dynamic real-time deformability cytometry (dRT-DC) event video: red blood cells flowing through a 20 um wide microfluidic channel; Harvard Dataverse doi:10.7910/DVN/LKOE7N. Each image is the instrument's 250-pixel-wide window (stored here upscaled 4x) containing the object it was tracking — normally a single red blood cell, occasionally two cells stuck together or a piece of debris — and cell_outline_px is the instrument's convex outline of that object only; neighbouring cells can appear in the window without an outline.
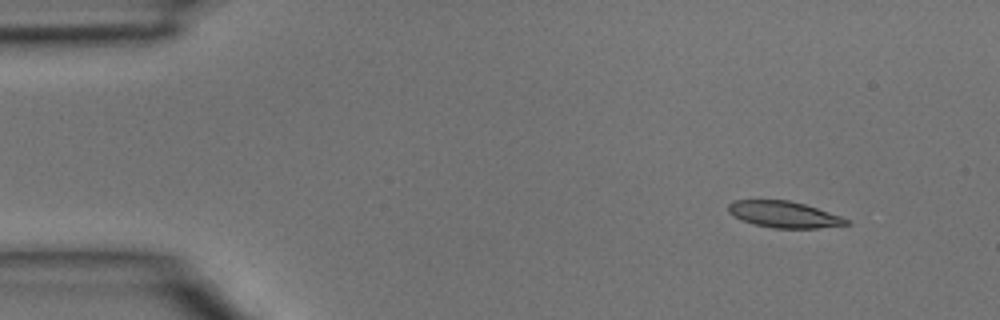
{"species": "common noctule bat (a hibernating species)", "species_latin": "Nyctalus noctula", "temperature_condition": "room temperature", "stored_images_in_passage": 4, "camera_frame_rate_fps": 3000, "um_per_image_px": 0.085, "animal": {"sex": "male", "body_mass_g": 15.6}, "frame": {"image": 1, "passage_image": 1, "time_ms": 0.0, "image_size_px": [1000, 320], "cell_outline_px": [[852, 224], [816, 228], [772, 228], [756, 224], [732, 216], [728, 212], [728, 204], [732, 200], [788, 200], [804, 204], [852, 220]], "centroid_in_image_um": [66.65, 18.23], "position_along_channel_um": 18.4, "area_um2": 18.09}}
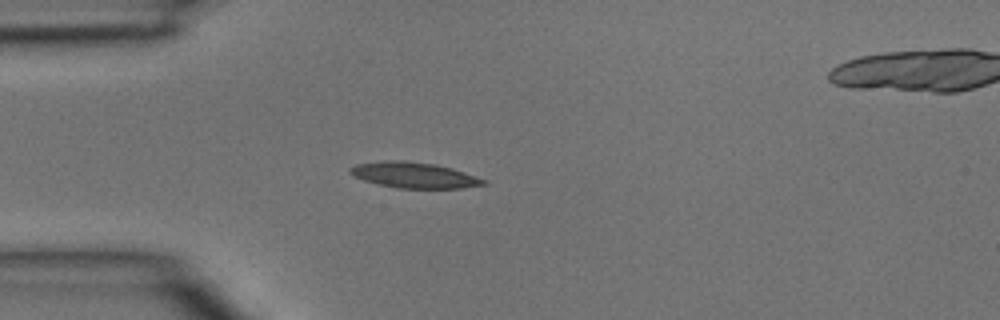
{"frame": {"image": 2, "passage_image": 3, "time_ms": 0.667, "image_size_px": [1000, 320], "cell_outline_px": [[488, 184], [460, 188], [396, 188], [364, 180], [348, 172], [348, 168], [356, 164], [384, 160], [404, 160], [436, 164], [452, 168], [488, 180]], "centroid_in_image_um": [35.22, 14.87], "position_along_channel_um": 49.8, "area_um2": 20.06}}